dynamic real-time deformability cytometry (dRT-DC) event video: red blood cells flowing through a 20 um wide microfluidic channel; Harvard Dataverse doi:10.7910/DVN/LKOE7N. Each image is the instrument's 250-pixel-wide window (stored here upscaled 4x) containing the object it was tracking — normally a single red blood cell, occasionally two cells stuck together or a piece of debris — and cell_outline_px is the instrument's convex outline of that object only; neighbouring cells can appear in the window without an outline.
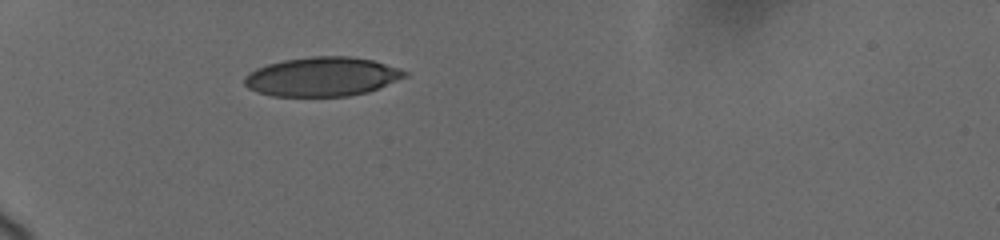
{"species": "human", "species_latin": "Homo sapiens", "temperature_condition": "cold", "stored_images_in_passage": 4, "camera_frame_rate_fps": 3000, "um_per_image_px": 0.085, "donor": {"sex": "female"}, "frame": {"image": 1, "passage_image": 1, "time_ms": 0.0, "image_size_px": [1000, 240], "cell_outline_px": [[408, 76], [368, 92], [348, 96], [272, 96], [256, 92], [248, 88], [244, 84], [244, 76], [256, 68], [268, 64], [284, 60], [312, 56], [352, 56], [372, 60], [400, 68], [408, 72]], "centroid_in_image_um": [27.38, 6.52], "position_along_channel_um": 57.6, "area_um2": 36.7}}
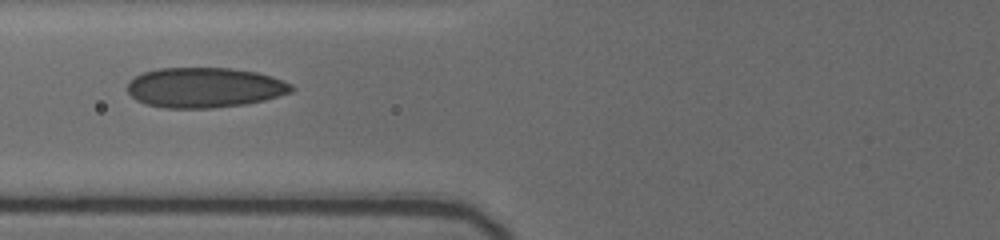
{"frame": {"image": 2, "passage_image": 3, "time_ms": 2.0, "image_size_px": [1000, 240], "cell_outline_px": [[296, 88], [292, 92], [264, 100], [244, 104], [212, 108], [164, 108], [144, 104], [136, 100], [128, 92], [128, 80], [144, 72], [160, 68], [232, 68], [256, 72], [272, 76], [284, 80], [292, 84]], "centroid_in_image_um": [17.4, 7.44], "position_along_channel_um": 108.4, "area_um2": 38.55}}